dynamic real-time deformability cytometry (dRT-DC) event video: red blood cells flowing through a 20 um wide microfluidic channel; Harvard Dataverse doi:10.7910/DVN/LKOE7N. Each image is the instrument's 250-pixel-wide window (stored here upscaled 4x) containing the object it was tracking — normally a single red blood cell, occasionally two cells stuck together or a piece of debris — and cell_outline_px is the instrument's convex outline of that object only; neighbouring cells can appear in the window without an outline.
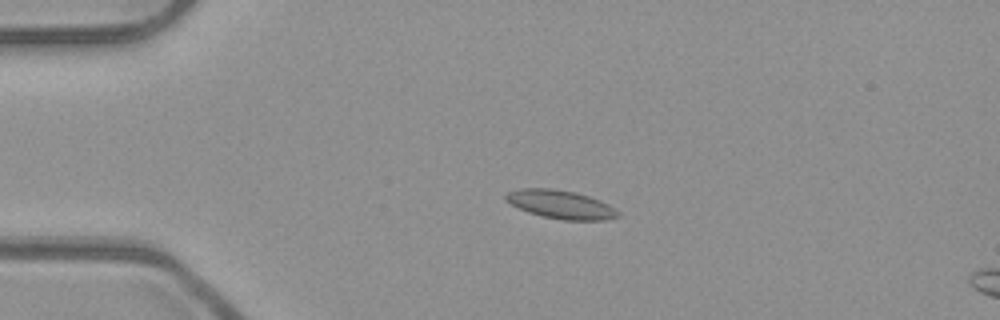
{"species": "common noctule bat (a hibernating species)", "species_latin": "Nyctalus noctula", "temperature_condition": "room temperature", "stored_images_in_passage": 17, "camera_frame_rate_fps": 3000, "um_per_image_px": 0.085, "animal": {"sex": "male", "body_mass_g": 23.1, "forearm_length_mm": 52.7}, "frame": {"image": 1, "passage_image": 12, "time_ms": 3.667, "image_size_px": [1000, 320], "cell_outline_px": [[620, 216], [604, 220], [564, 220], [544, 216], [528, 212], [504, 200], [504, 196], [508, 192], [520, 188], [552, 188], [576, 192], [600, 200], [608, 204], [620, 212]], "centroid_in_image_um": [47.67, 17.37], "position_along_channel_um": 37.3, "area_um2": 18.55}}